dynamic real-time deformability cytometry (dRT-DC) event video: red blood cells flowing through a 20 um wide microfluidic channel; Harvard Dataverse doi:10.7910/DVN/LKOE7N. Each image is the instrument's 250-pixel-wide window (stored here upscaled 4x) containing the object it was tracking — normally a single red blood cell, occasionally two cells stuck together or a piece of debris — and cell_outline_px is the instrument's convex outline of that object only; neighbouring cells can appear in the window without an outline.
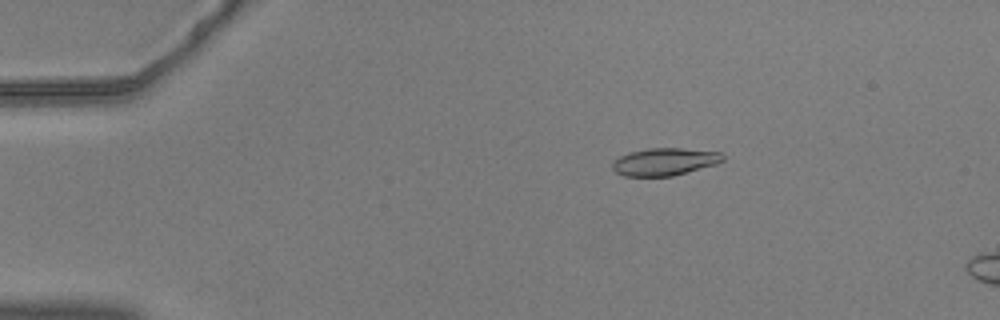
{"species": "common noctule bat (a hibernating species)", "species_latin": "Nyctalus noctula", "temperature_condition": "warm", "stored_images_in_passage": 53, "camera_frame_rate_fps": 3000, "um_per_image_px": 0.085, "animal": {"sex": "male", "body_mass_g": 20.5, "forearm_length_mm": 52.5}, "frame": {"image": 1, "passage_image": 6, "time_ms": 1.667, "image_size_px": [1000, 320], "cell_outline_px": [[724, 160], [716, 164], [672, 176], [624, 176], [616, 172], [612, 168], [612, 164], [620, 156], [628, 152], [648, 148], [680, 148], [720, 152], [724, 156]], "centroid_in_image_um": [56.48, 13.74], "position_along_channel_um": 28.5, "area_um2": 17.57}}
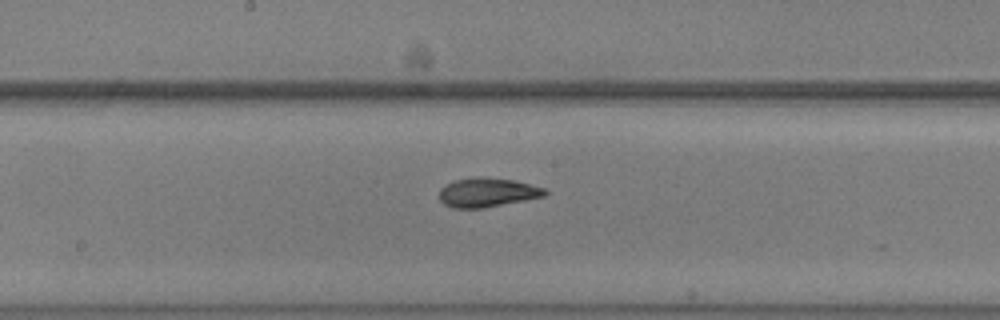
{"frame": {"image": 2, "passage_image": 26, "time_ms": 8.333, "image_size_px": [1000, 320], "cell_outline_px": [[548, 192], [544, 196], [484, 208], [452, 208], [444, 204], [440, 200], [440, 188], [456, 180], [512, 180], [544, 188]], "centroid_in_image_um": [41.42, 16.42], "position_along_channel_um": 206.8, "area_um2": 16.88}}
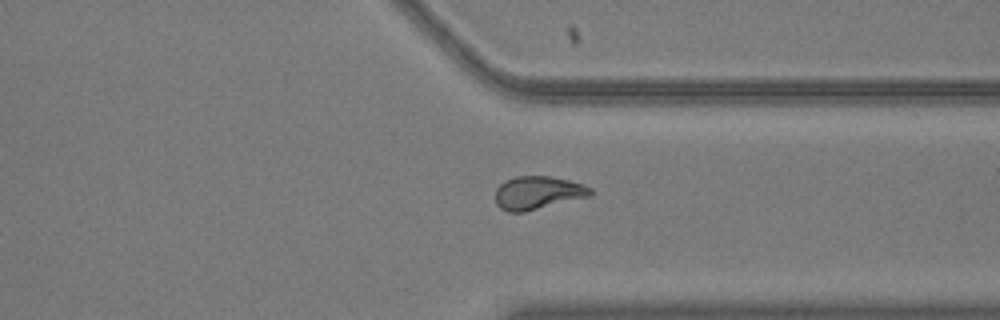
{"frame": {"image": 3, "passage_image": 39, "time_ms": 12.667, "image_size_px": [1000, 320], "cell_outline_px": [[592, 196], [524, 212], [508, 212], [500, 208], [496, 204], [496, 188], [504, 180], [516, 176], [548, 176], [568, 180], [584, 184], [592, 188]], "centroid_in_image_um": [45.72, 16.39], "position_along_channel_um": 365.7, "area_um2": 18.55}}